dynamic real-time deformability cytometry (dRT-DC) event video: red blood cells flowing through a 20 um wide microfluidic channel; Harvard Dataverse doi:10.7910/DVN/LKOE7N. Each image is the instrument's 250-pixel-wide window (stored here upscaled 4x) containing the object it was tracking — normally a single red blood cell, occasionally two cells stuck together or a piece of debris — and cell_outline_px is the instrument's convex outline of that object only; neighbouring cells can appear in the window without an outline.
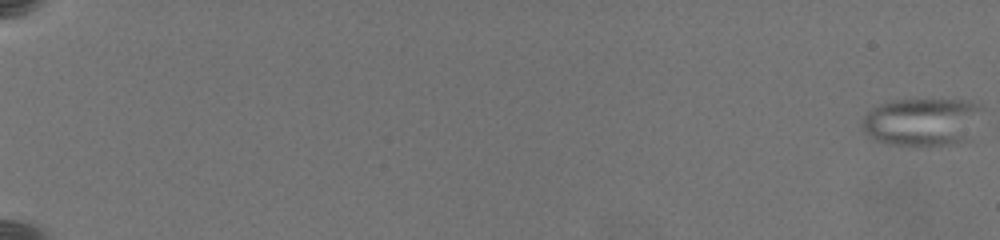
{"species": "common noctule bat (a hibernating species)", "species_latin": "Nyctalus noctula", "temperature_condition": "warm", "stored_images_in_passage": 90, "camera_frame_rate_fps": 3000, "um_per_image_px": 0.085, "animal": {"sex": "female", "body_mass_g": 19.5, "forearm_length_mm": 54.1}, "frame": {"image": 1, "passage_image": 1, "time_ms": 0.0, "image_size_px": [1000, 240], "cell_outline_px": [[980, 108], [964, 140], [952, 144], [888, 144], [872, 140], [864, 132], [864, 116], [868, 108], [892, 100], [960, 100], [980, 104]], "centroid_in_image_um": [78.23, 10.33], "position_along_channel_um": 6.8, "area_um2": 32.37}}
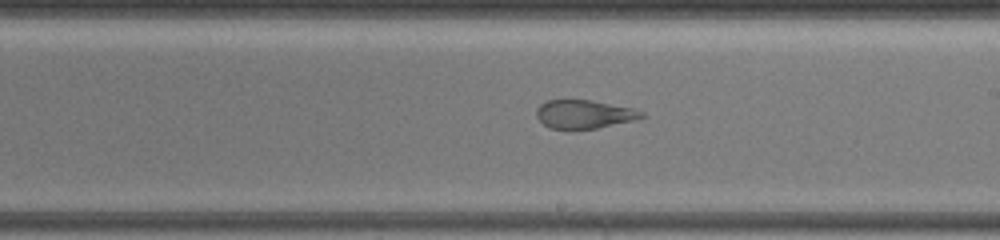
{"frame": {"image": 2, "passage_image": 71, "time_ms": 13.0, "image_size_px": [1000, 240], "cell_outline_px": [[648, 116], [636, 120], [596, 128], [548, 128], [536, 116], [536, 108], [540, 104], [548, 100], [592, 100], [632, 108], [644, 112]], "centroid_in_image_um": [49.69, 9.69], "position_along_channel_um": 239.3, "area_um2": 17.4}}
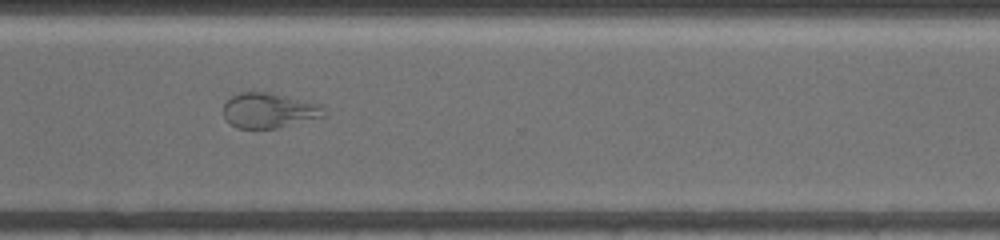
{"frame": {"image": 3, "passage_image": 89, "time_ms": 16.0, "image_size_px": [1000, 240], "cell_outline_px": [[328, 116], [276, 128], [236, 128], [228, 124], [224, 120], [224, 104], [232, 96], [240, 92], [268, 92], [320, 104], [324, 108]], "centroid_in_image_um": [22.87, 9.4], "position_along_channel_um": 347.7, "area_um2": 20.69}}